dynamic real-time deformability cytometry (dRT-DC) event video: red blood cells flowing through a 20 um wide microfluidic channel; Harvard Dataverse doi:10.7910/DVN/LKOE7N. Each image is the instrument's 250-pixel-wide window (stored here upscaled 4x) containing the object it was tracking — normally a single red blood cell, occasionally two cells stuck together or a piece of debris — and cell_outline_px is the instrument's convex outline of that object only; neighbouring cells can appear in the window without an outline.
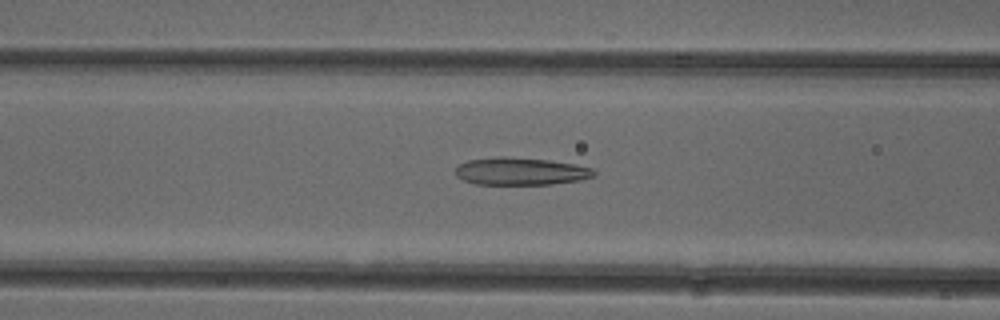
{"species": "common noctule bat (a hibernating species)", "species_latin": "Nyctalus noctula", "temperature_condition": "cold", "stored_images_in_passage": 52, "camera_frame_rate_fps": 3000, "um_per_image_px": 0.085, "animal": {"sex": "female"}, "frame": {"image": 1, "passage_image": 21, "time_ms": 6.667, "image_size_px": [1000, 320], "cell_outline_px": [[596, 176], [580, 180], [552, 184], [476, 184], [464, 180], [456, 176], [452, 172], [460, 164], [468, 160], [496, 156], [504, 156], [548, 160], [576, 164], [592, 168], [596, 172]], "centroid_in_image_um": [44.25, 14.55], "position_along_channel_um": 122.4, "area_um2": 22.37}}
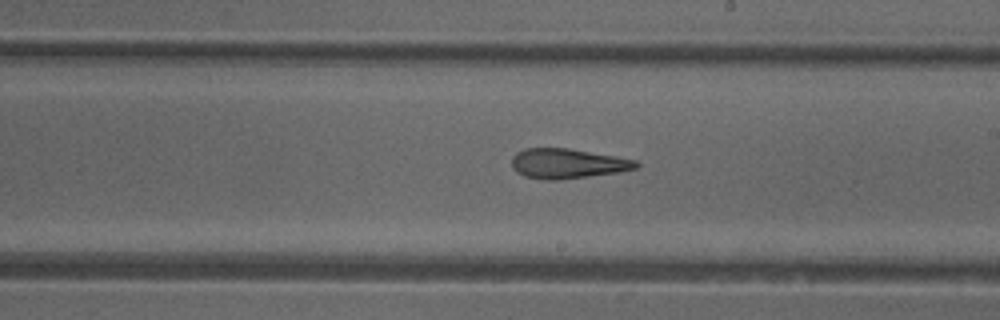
{"frame": {"image": 2, "passage_image": 30, "time_ms": 9.667, "image_size_px": [1000, 320], "cell_outline_px": [[640, 164], [636, 168], [616, 172], [588, 176], [556, 180], [548, 180], [524, 176], [516, 172], [512, 168], [512, 156], [516, 152], [524, 148], [568, 148], [636, 160]], "centroid_in_image_um": [48.18, 13.89], "position_along_channel_um": 240.8, "area_um2": 21.44}}
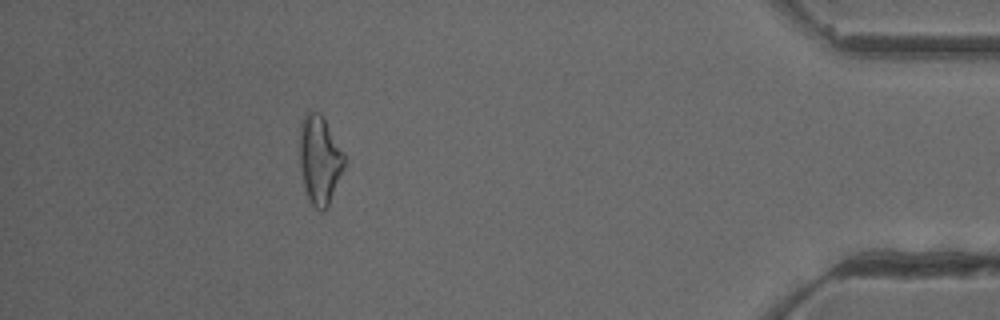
{"frame": {"image": 3, "passage_image": 47, "time_ms": 15.333, "image_size_px": [1000, 320], "cell_outline_px": [[344, 164], [328, 208], [324, 212], [320, 212], [308, 200], [304, 188], [300, 164], [300, 120], [304, 112], [320, 112], [344, 152]], "centroid_in_image_um": [27.15, 13.59], "position_along_channel_um": 408.1, "area_um2": 23.06}, "authors_computed_cell_mechanics": {"area_um2": 23.0622, "velocity_mm_per_s": 3.9416, "shape_relaxation_time_tau1_ms": null, "shape_relaxation_time_tau2_ms": 3.452, "deformation_change_tau1": null, "deformation_change_tau2": 0.1396}}